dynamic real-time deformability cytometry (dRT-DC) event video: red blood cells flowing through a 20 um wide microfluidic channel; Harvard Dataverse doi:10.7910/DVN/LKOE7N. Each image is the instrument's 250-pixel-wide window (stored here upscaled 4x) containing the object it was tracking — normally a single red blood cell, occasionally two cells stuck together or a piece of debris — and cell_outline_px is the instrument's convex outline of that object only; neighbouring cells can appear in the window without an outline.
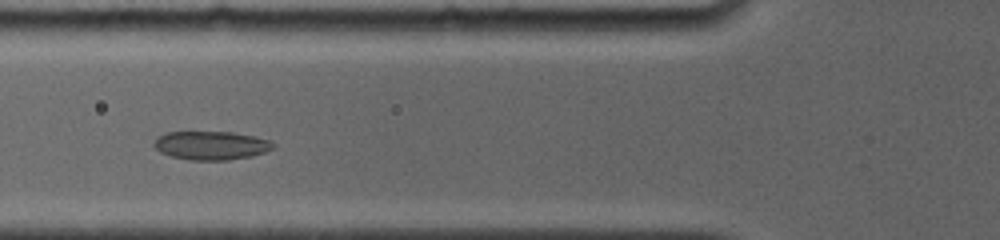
{"species": "common noctule bat (a hibernating species)", "species_latin": "Nyctalus noctula", "temperature_condition": "room temperature", "stored_images_in_passage": 41, "camera_frame_rate_fps": 4000, "um_per_image_px": 0.085, "animal": {"sex": "female", "body_mass_g": 19.0, "forearm_length_mm": 56.7}, "frame": {"image": 1, "passage_image": 15, "time_ms": 4.0, "image_size_px": [1000, 240], "cell_outline_px": [[276, 144], [272, 148], [264, 152], [252, 156], [228, 160], [192, 160], [172, 156], [160, 152], [152, 144], [160, 136], [168, 132], [232, 132], [252, 136], [268, 140]], "centroid_in_image_um": [17.95, 12.36], "position_along_channel_um": 107.9, "area_um2": 19.59}}
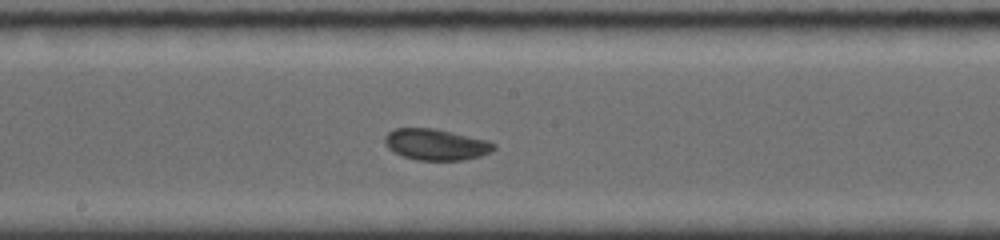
{"frame": {"image": 2, "passage_image": 26, "time_ms": 6.75, "image_size_px": [1000, 240], "cell_outline_px": [[496, 148], [480, 156], [464, 160], [416, 160], [404, 156], [388, 148], [384, 140], [384, 136], [392, 128], [436, 128], [488, 140], [496, 144]], "centroid_in_image_um": [37.06, 12.27], "position_along_channel_um": 211.1, "area_um2": 19.88}}
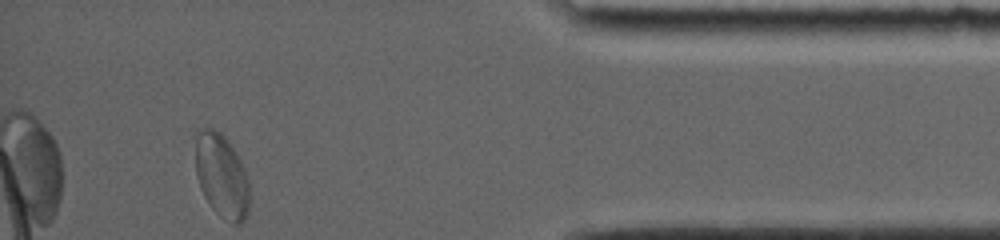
{"frame": {"image": 3, "passage_image": 41, "time_ms": 13.0, "image_size_px": [1000, 240], "cell_outline_px": [[248, 212], [244, 220], [240, 224], [232, 224], [224, 220], [208, 204], [200, 188], [196, 176], [196, 132], [204, 128], [212, 128], [220, 132], [228, 140], [240, 160], [244, 168], [248, 180]], "centroid_in_image_um": [18.83, 14.97], "position_along_channel_um": 416.4, "area_um2": 26.47}, "authors_computed_cell_mechanics": {"area_um2": 20.4034, "velocity_mm_per_s": 3.7597, "shape_relaxation_time_tau1_ms": 10.501, "shape_relaxation_time_tau2_ms": null, "deformation_change_tau1": 0.1475, "deformation_change_tau2": null}}